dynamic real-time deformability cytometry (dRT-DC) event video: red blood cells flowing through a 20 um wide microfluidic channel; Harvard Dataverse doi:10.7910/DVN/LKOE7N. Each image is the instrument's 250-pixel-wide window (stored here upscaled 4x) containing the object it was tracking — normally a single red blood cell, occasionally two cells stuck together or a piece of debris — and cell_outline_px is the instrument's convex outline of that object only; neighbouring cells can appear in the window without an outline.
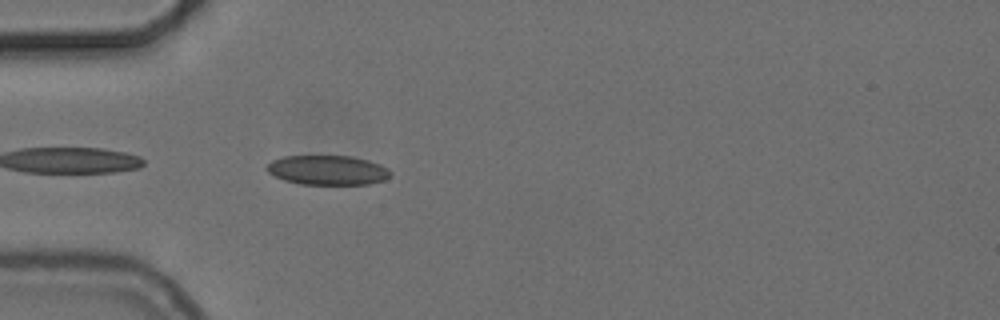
{"species": "common noctule bat (a hibernating species)", "species_latin": "Nyctalus noctula", "temperature_condition": "cold", "stored_images_in_passage": 6, "camera_frame_rate_fps": 3000, "um_per_image_px": 0.085, "animal": {"sex": "female", "body_mass_g": 24.6, "forearm_length_mm": 56.2}, "frame": {"image": 1, "passage_image": 2, "time_ms": 0.333, "image_size_px": [1000, 320], "cell_outline_px": [[392, 176], [384, 180], [368, 184], [300, 184], [284, 180], [268, 172], [264, 168], [272, 160], [284, 156], [352, 156], [368, 160], [380, 164], [388, 168], [392, 172]], "centroid_in_image_um": [27.87, 14.46], "position_along_channel_um": 57.1, "area_um2": 21.39}}